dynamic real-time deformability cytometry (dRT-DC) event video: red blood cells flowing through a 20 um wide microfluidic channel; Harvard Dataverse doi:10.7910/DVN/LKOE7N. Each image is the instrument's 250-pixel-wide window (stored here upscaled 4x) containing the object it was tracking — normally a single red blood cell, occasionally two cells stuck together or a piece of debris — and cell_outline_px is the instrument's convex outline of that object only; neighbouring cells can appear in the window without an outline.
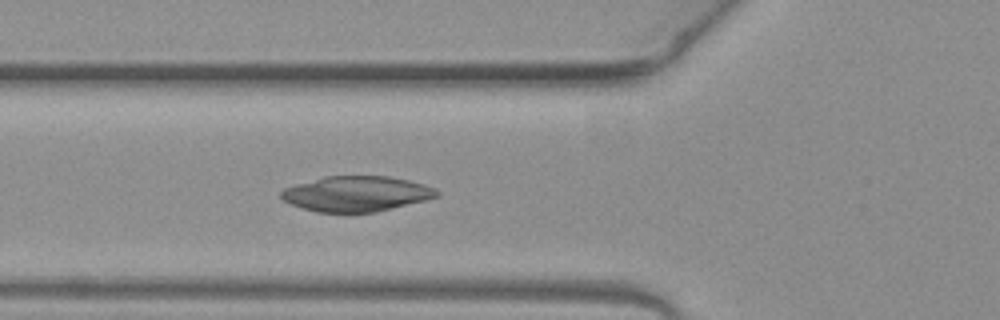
{"species": "common noctule bat (a hibernating species)", "species_latin": "Nyctalus noctula", "temperature_condition": "warm", "stored_images_in_passage": 51, "camera_frame_rate_fps": 3000, "um_per_image_px": 0.085, "animal": {"sex": "female", "body_mass_g": 19.3, "forearm_length_mm": 54.1}, "frame": {"image": 1, "passage_image": 18, "time_ms": 5.667, "image_size_px": [1000, 320], "cell_outline_px": [[440, 196], [428, 200], [376, 212], [348, 216], [316, 212], [292, 204], [284, 200], [280, 196], [280, 192], [284, 188], [296, 184], [324, 176], [388, 176], [408, 180], [424, 184], [436, 188], [440, 192]], "centroid_in_image_um": [30.32, 16.51], "position_along_channel_um": 95.5, "area_um2": 33.0}}
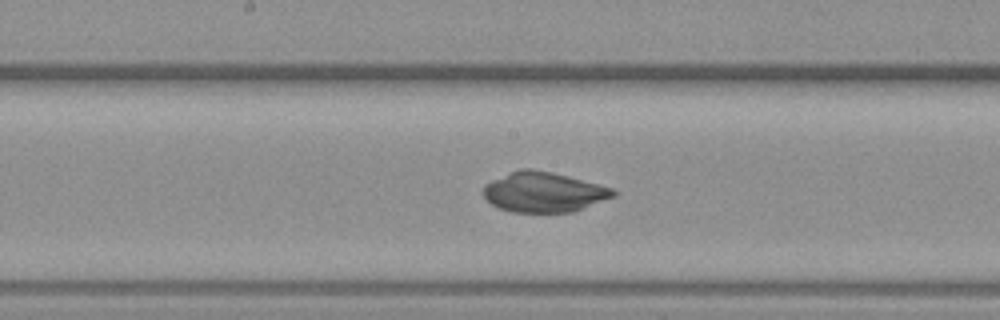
{"frame": {"image": 2, "passage_image": 26, "time_ms": 8.333, "image_size_px": [1000, 320], "cell_outline_px": [[616, 196], [572, 212], [512, 212], [500, 208], [492, 204], [484, 196], [484, 184], [492, 180], [520, 168], [532, 168], [552, 172], [568, 176], [612, 188], [616, 192]], "centroid_in_image_um": [46.21, 16.32], "position_along_channel_um": 202.0, "area_um2": 30.11}}
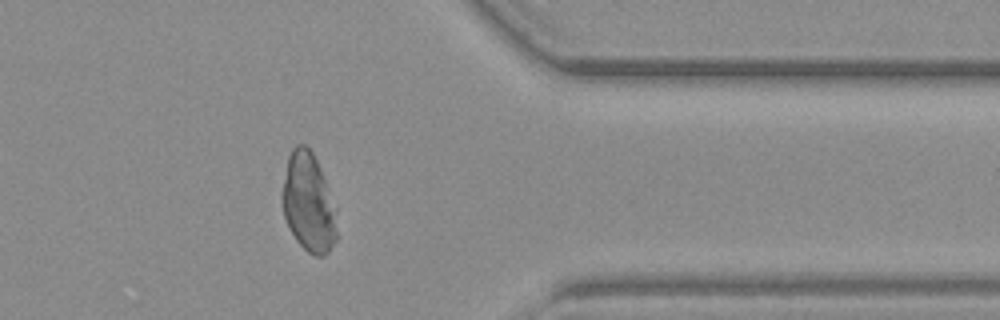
{"frame": {"image": 3, "passage_image": 41, "time_ms": 13.333, "image_size_px": [1000, 320], "cell_outline_px": [[336, 240], [328, 252], [324, 256], [316, 256], [308, 252], [296, 240], [284, 216], [280, 196], [288, 156], [292, 148], [296, 144], [304, 144], [312, 152], [316, 160], [336, 208]], "centroid_in_image_um": [26.2, 17.22], "position_along_channel_um": 385.2, "area_um2": 31.33}}